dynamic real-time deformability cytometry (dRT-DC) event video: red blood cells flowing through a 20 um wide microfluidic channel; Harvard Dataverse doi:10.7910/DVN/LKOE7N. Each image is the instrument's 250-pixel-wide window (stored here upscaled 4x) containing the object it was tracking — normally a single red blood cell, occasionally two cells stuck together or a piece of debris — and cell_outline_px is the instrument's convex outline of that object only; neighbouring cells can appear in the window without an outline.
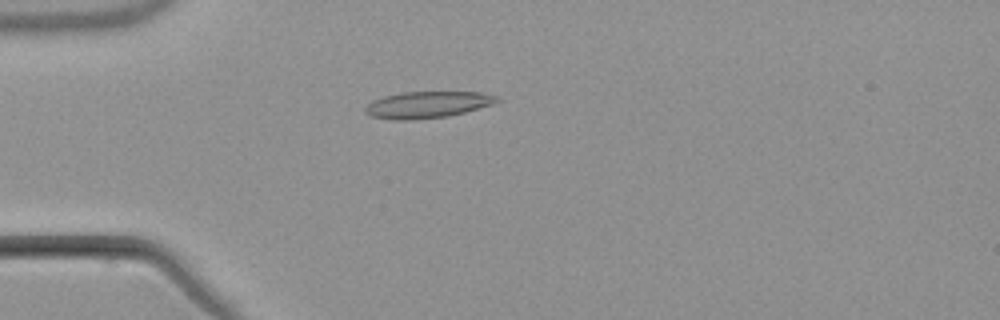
{"species": "common noctule bat (a hibernating species)", "species_latin": "Nyctalus noctula", "temperature_condition": "warm", "stored_images_in_passage": 5, "camera_frame_rate_fps": 3000, "um_per_image_px": 0.085, "animal": {"sex": "male", "body_mass_g": 21.5, "forearm_length_mm": 52.0}, "frame": {"image": 1, "passage_image": 5, "time_ms": 4.667, "image_size_px": [1000, 320], "cell_outline_px": [[500, 100], [492, 104], [464, 112], [448, 116], [416, 120], [392, 120], [368, 116], [364, 112], [364, 108], [372, 100], [384, 96], [404, 92], [480, 92], [500, 96]], "centroid_in_image_um": [36.29, 8.91], "position_along_channel_um": 48.7, "area_um2": 20.58}}